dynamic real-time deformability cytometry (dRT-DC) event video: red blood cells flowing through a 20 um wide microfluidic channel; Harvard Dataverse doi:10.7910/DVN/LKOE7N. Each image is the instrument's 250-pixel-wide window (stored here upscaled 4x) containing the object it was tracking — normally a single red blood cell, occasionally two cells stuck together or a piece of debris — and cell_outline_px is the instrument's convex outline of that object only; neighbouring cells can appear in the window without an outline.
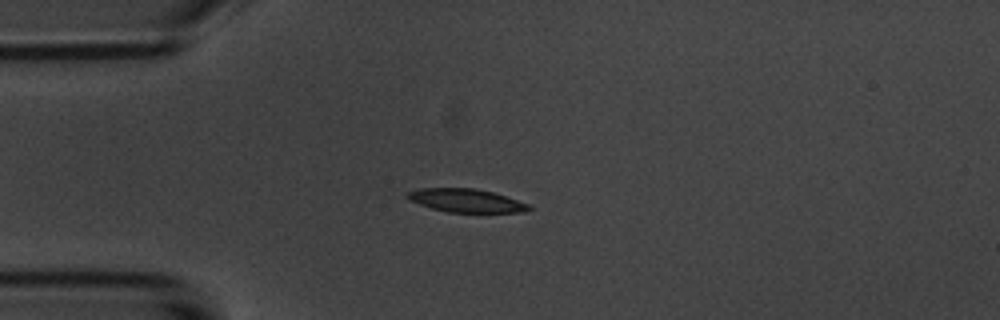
{"species": "common noctule bat (a hibernating species)", "species_latin": "Nyctalus noctula", "temperature_condition": "room temperature", "stored_images_in_passage": 5, "camera_frame_rate_fps": 3000, "um_per_image_px": 0.085, "animal": {"sex": "male", "body_mass_g": 20.1, "forearm_length_mm": 53.5}, "frame": {"image": 1, "passage_image": 3, "time_ms": 2.333, "image_size_px": [1000, 320], "cell_outline_px": [[532, 208], [524, 212], [448, 212], [432, 208], [408, 200], [404, 196], [408, 192], [420, 188], [476, 188], [492, 192], [528, 204]], "centroid_in_image_um": [39.57, 17.04], "position_along_channel_um": 45.4, "area_um2": 16.36}}
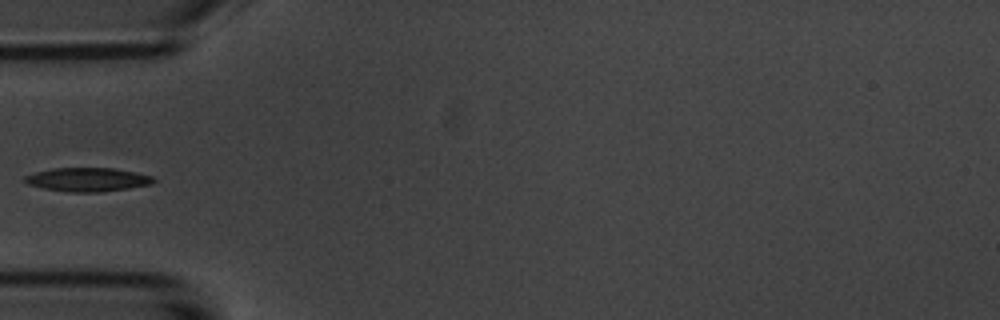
{"frame": {"image": 2, "passage_image": 4, "time_ms": 3.667, "image_size_px": [1000, 320], "cell_outline_px": [[156, 180], [152, 184], [128, 188], [100, 192], [72, 192], [44, 188], [28, 184], [24, 180], [24, 176], [36, 172], [52, 168], [116, 168], [152, 176]], "centroid_in_image_um": [7.46, 15.26], "position_along_channel_um": 77.5, "area_um2": 17.69}}